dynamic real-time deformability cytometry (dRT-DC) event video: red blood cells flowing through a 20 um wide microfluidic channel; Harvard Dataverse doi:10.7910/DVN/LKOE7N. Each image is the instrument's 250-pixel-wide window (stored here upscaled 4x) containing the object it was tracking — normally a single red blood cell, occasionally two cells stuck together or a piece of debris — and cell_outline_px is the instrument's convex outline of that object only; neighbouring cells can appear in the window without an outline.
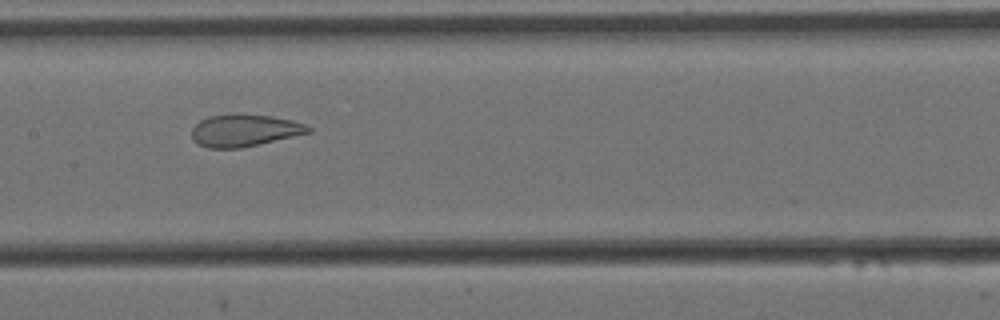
{"species": "Egyptian fruit bat (a non-hibernating species)", "species_latin": "Rousettus aegyptiacus", "temperature_condition": "cold", "stored_images_in_passage": 14, "camera_frame_rate_fps": 3000, "um_per_image_px": 0.085, "animal": {"sex": "female"}, "frame": {"image": 1, "passage_image": 7, "time_ms": 2.0, "image_size_px": [1000, 320], "cell_outline_px": [[312, 132], [240, 148], [208, 148], [196, 144], [192, 140], [192, 128], [200, 120], [208, 116], [236, 112], [272, 116], [292, 120], [304, 124], [312, 128]], "centroid_in_image_um": [20.74, 11.06], "position_along_channel_um": 186.7, "area_um2": 22.2}}
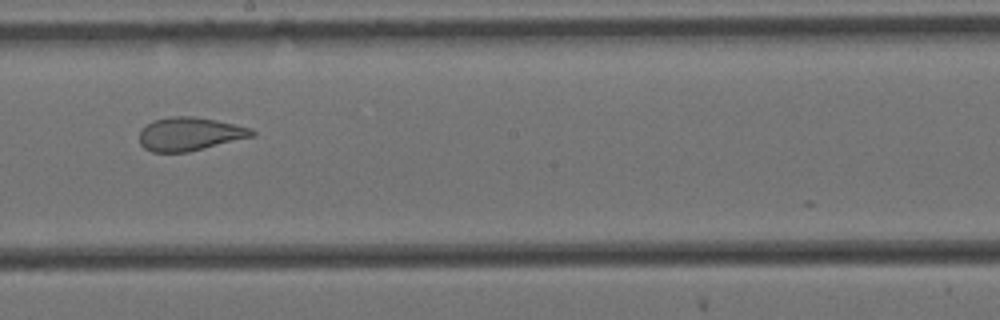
{"frame": {"image": 2, "passage_image": 8, "time_ms": 2.333, "image_size_px": [1000, 320], "cell_outline_px": [[256, 136], [188, 152], [152, 152], [144, 148], [140, 144], [140, 132], [152, 120], [172, 116], [192, 116], [216, 120], [252, 128], [256, 132]], "centroid_in_image_um": [16.16, 11.39], "position_along_channel_um": 232.0, "area_um2": 21.96}}
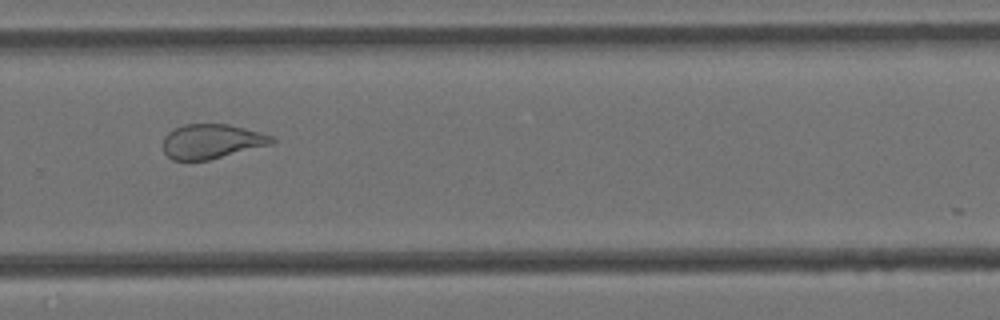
{"frame": {"image": 3, "passage_image": 10, "time_ms": 3.0, "image_size_px": [1000, 320], "cell_outline_px": [[276, 140], [272, 144], [208, 160], [172, 160], [164, 152], [164, 136], [168, 132], [184, 124], [228, 124], [260, 132], [272, 136]], "centroid_in_image_um": [17.99, 12.01], "position_along_channel_um": 311.8, "area_um2": 21.73}}